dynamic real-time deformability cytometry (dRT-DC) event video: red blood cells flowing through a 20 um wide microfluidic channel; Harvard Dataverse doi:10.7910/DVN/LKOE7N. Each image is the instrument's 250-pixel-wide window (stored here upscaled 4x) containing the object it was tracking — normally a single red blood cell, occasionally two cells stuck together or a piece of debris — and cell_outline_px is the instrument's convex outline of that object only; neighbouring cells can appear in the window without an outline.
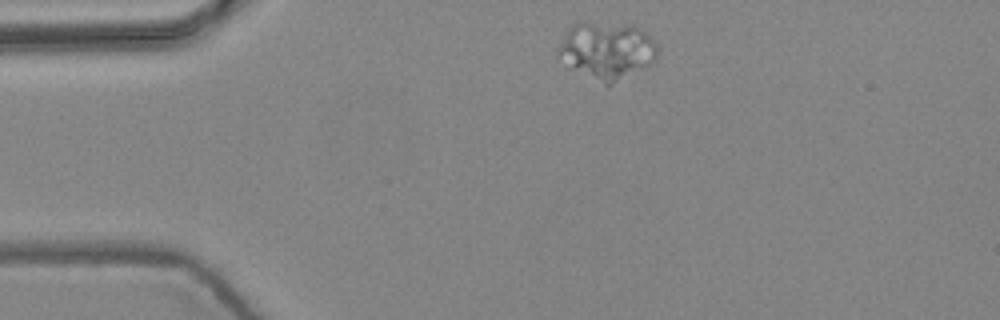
{"species": "common noctule bat (a hibernating species)", "species_latin": "Nyctalus noctula", "temperature_condition": "warm", "stored_images_in_passage": 5, "camera_frame_rate_fps": 3000, "um_per_image_px": 0.085, "animal": {"sex": "female", "body_mass_g": 24.6, "forearm_length_mm": 56.2}, "frame": {"image": 1, "passage_image": 1, "time_ms": 0.0, "image_size_px": [1000, 320], "cell_outline_px": [[656, 60], [608, 84], [604, 84], [568, 68], [556, 56], [560, 44], [568, 28], [572, 24], [580, 20], [632, 24], [640, 28], [656, 44]], "centroid_in_image_um": [51.49, 4.23], "position_along_channel_um": 33.5, "area_um2": 33.06}}
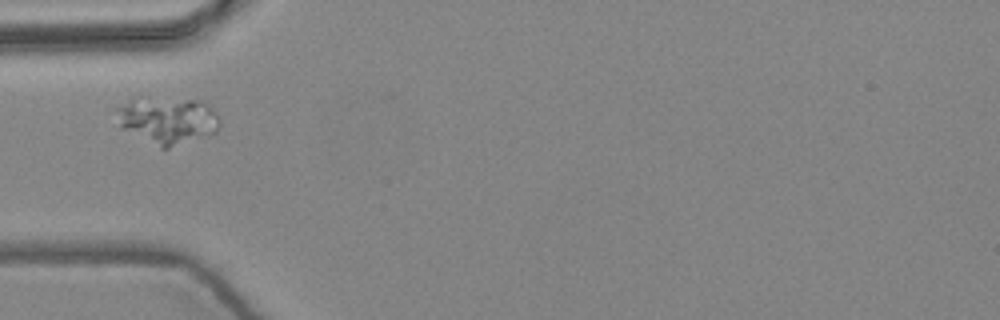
{"frame": {"image": 2, "passage_image": 3, "time_ms": 0.667, "image_size_px": [1000, 320], "cell_outline_px": [[220, 124], [216, 132], [168, 148], [160, 148], [120, 128], [116, 108], [132, 100], [200, 100], [216, 112], [220, 120]], "centroid_in_image_um": [14.26, 10.27], "position_along_channel_um": 70.7, "area_um2": 27.34}}
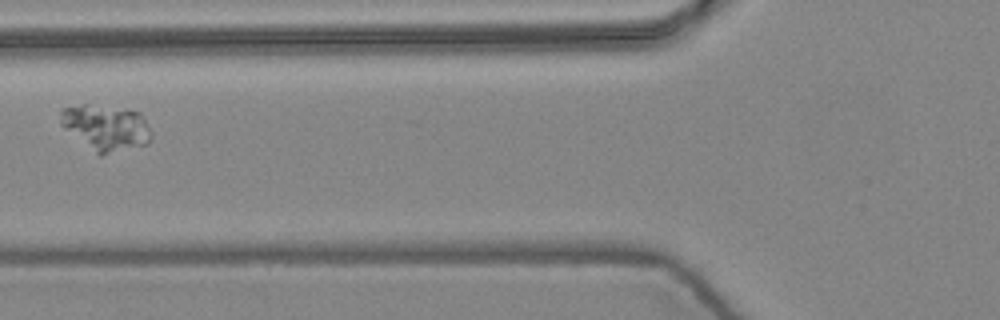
{"frame": {"image": 3, "passage_image": 4, "time_ms": 1.0, "image_size_px": [1000, 320], "cell_outline_px": [[152, 136], [148, 144], [100, 156], [64, 128], [60, 124], [60, 112], [64, 108], [84, 104], [88, 104], [140, 112], [144, 116], [152, 132]], "centroid_in_image_um": [9.03, 10.86], "position_along_channel_um": 116.8, "area_um2": 24.1}}